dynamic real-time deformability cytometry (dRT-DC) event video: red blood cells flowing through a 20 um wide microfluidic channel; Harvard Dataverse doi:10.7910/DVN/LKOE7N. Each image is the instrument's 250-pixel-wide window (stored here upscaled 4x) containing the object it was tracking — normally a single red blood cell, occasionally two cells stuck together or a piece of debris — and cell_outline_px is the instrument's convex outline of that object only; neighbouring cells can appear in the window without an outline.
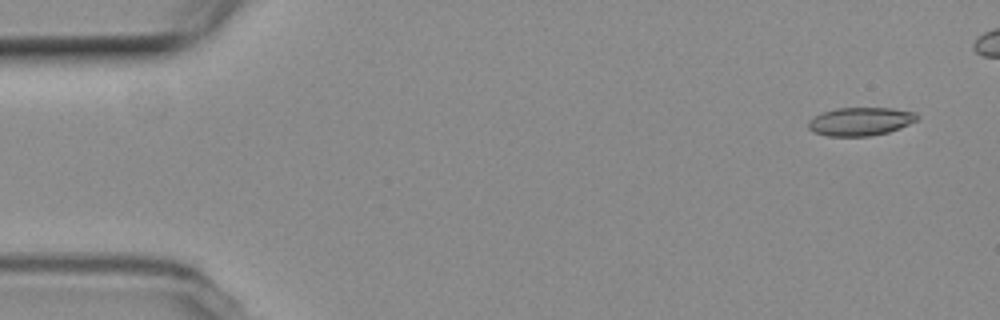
{"species": "common noctule bat (a hibernating species)", "species_latin": "Nyctalus noctula", "temperature_condition": "room temperature", "stored_images_in_passage": 48, "camera_frame_rate_fps": 3000, "um_per_image_px": 0.085, "animal": {"sex": "female", "body_mass_g": 19.3, "forearm_length_mm": 54.1}, "frame": {"image": 1, "passage_image": 2, "time_ms": 0.333, "image_size_px": [1000, 320], "cell_outline_px": [[920, 116], [916, 120], [900, 128], [888, 132], [872, 136], [828, 136], [812, 132], [808, 128], [808, 120], [824, 112], [836, 108], [892, 108], [916, 112]], "centroid_in_image_um": [73.14, 10.33], "position_along_channel_um": 11.9, "area_um2": 17.98}}
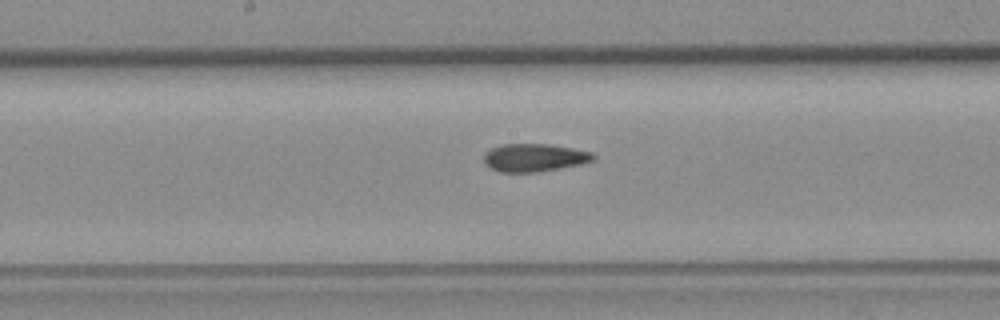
{"frame": {"image": 2, "passage_image": 27, "time_ms": 8.667, "image_size_px": [1000, 320], "cell_outline_px": [[596, 156], [592, 160], [580, 164], [560, 168], [536, 172], [500, 172], [484, 164], [484, 152], [492, 148], [504, 144], [548, 144], [572, 148], [592, 152]], "centroid_in_image_um": [45.39, 13.4], "position_along_channel_um": 202.8, "area_um2": 17.69}}
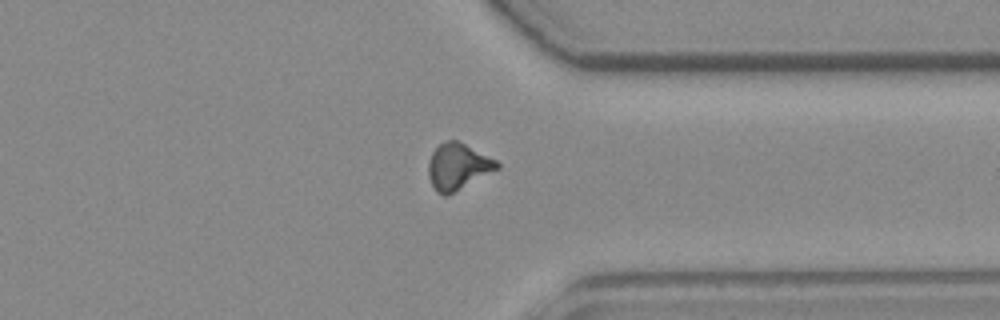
{"frame": {"image": 3, "passage_image": 41, "time_ms": 13.333, "image_size_px": [1000, 320], "cell_outline_px": [[500, 168], [448, 196], [444, 196], [436, 192], [428, 176], [428, 164], [432, 152], [440, 144], [448, 140], [456, 140], [496, 160], [500, 164]], "centroid_in_image_um": [38.91, 14.19], "position_along_channel_um": 372.5, "area_um2": 18.44}, "authors_computed_cell_mechanics": {"area_um2": 18.0625, "velocity_mm_per_s": 3.7084, "shape_relaxation_time_tau1_ms": null, "shape_relaxation_time_tau2_ms": 2.0018, "deformation_change_tau1": null, "deformation_change_tau2": 0.0862}}